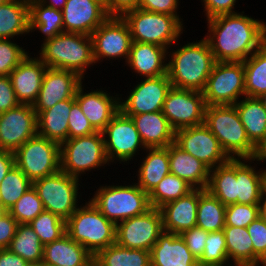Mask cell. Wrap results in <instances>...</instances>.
I'll return each instance as SVG.
<instances>
[{"instance_id": "1", "label": "cell", "mask_w": 266, "mask_h": 266, "mask_svg": "<svg viewBox=\"0 0 266 266\" xmlns=\"http://www.w3.org/2000/svg\"><path fill=\"white\" fill-rule=\"evenodd\" d=\"M245 12L207 19L204 38L216 62H243L266 43V22Z\"/></svg>"}, {"instance_id": "2", "label": "cell", "mask_w": 266, "mask_h": 266, "mask_svg": "<svg viewBox=\"0 0 266 266\" xmlns=\"http://www.w3.org/2000/svg\"><path fill=\"white\" fill-rule=\"evenodd\" d=\"M177 42L172 45L177 49L171 46L167 51V75L172 87L203 92L216 63L208 42L204 37L180 47Z\"/></svg>"}, {"instance_id": "3", "label": "cell", "mask_w": 266, "mask_h": 266, "mask_svg": "<svg viewBox=\"0 0 266 266\" xmlns=\"http://www.w3.org/2000/svg\"><path fill=\"white\" fill-rule=\"evenodd\" d=\"M37 57L50 68L72 71L85 80L87 69L94 67L91 36L63 32L41 43Z\"/></svg>"}, {"instance_id": "4", "label": "cell", "mask_w": 266, "mask_h": 266, "mask_svg": "<svg viewBox=\"0 0 266 266\" xmlns=\"http://www.w3.org/2000/svg\"><path fill=\"white\" fill-rule=\"evenodd\" d=\"M96 187L90 202L110 221L115 224L146 213L151 209L148 193L144 192L133 180ZM128 184V185H127Z\"/></svg>"}, {"instance_id": "5", "label": "cell", "mask_w": 266, "mask_h": 266, "mask_svg": "<svg viewBox=\"0 0 266 266\" xmlns=\"http://www.w3.org/2000/svg\"><path fill=\"white\" fill-rule=\"evenodd\" d=\"M66 221V233L93 256L116 243V224L108 220L88 199Z\"/></svg>"}, {"instance_id": "6", "label": "cell", "mask_w": 266, "mask_h": 266, "mask_svg": "<svg viewBox=\"0 0 266 266\" xmlns=\"http://www.w3.org/2000/svg\"><path fill=\"white\" fill-rule=\"evenodd\" d=\"M205 126L217 137L231 159L250 158L254 145L250 142L234 105H209L205 109Z\"/></svg>"}, {"instance_id": "7", "label": "cell", "mask_w": 266, "mask_h": 266, "mask_svg": "<svg viewBox=\"0 0 266 266\" xmlns=\"http://www.w3.org/2000/svg\"><path fill=\"white\" fill-rule=\"evenodd\" d=\"M122 17L129 26L132 41L153 43L167 50L182 38L180 36L185 31V23L174 15L136 8Z\"/></svg>"}, {"instance_id": "8", "label": "cell", "mask_w": 266, "mask_h": 266, "mask_svg": "<svg viewBox=\"0 0 266 266\" xmlns=\"http://www.w3.org/2000/svg\"><path fill=\"white\" fill-rule=\"evenodd\" d=\"M109 163L103 133L97 131L88 136L67 139L60 144V170L81 179L86 172L100 170ZM96 169V170H94Z\"/></svg>"}, {"instance_id": "9", "label": "cell", "mask_w": 266, "mask_h": 266, "mask_svg": "<svg viewBox=\"0 0 266 266\" xmlns=\"http://www.w3.org/2000/svg\"><path fill=\"white\" fill-rule=\"evenodd\" d=\"M32 186L43 202L44 209L65 221L71 217L83 199V192L79 191L82 186L81 180L61 170L33 181Z\"/></svg>"}, {"instance_id": "10", "label": "cell", "mask_w": 266, "mask_h": 266, "mask_svg": "<svg viewBox=\"0 0 266 266\" xmlns=\"http://www.w3.org/2000/svg\"><path fill=\"white\" fill-rule=\"evenodd\" d=\"M15 165L33 182L60 171V144L35 135L14 152Z\"/></svg>"}, {"instance_id": "11", "label": "cell", "mask_w": 266, "mask_h": 266, "mask_svg": "<svg viewBox=\"0 0 266 266\" xmlns=\"http://www.w3.org/2000/svg\"><path fill=\"white\" fill-rule=\"evenodd\" d=\"M102 133L105 153L110 164L129 165L132 161H138V158L134 159V157L141 155L139 151L143 150V153L146 149L134 121L120 110L106 125Z\"/></svg>"}, {"instance_id": "12", "label": "cell", "mask_w": 266, "mask_h": 266, "mask_svg": "<svg viewBox=\"0 0 266 266\" xmlns=\"http://www.w3.org/2000/svg\"><path fill=\"white\" fill-rule=\"evenodd\" d=\"M206 106L234 105L245 96L243 62H216L203 91Z\"/></svg>"}, {"instance_id": "13", "label": "cell", "mask_w": 266, "mask_h": 266, "mask_svg": "<svg viewBox=\"0 0 266 266\" xmlns=\"http://www.w3.org/2000/svg\"><path fill=\"white\" fill-rule=\"evenodd\" d=\"M95 63L125 60L126 64L132 44L130 29L123 17L109 16L92 34Z\"/></svg>"}, {"instance_id": "14", "label": "cell", "mask_w": 266, "mask_h": 266, "mask_svg": "<svg viewBox=\"0 0 266 266\" xmlns=\"http://www.w3.org/2000/svg\"><path fill=\"white\" fill-rule=\"evenodd\" d=\"M164 232L160 209L151 208L146 213L116 224V243L130 249L151 251Z\"/></svg>"}, {"instance_id": "15", "label": "cell", "mask_w": 266, "mask_h": 266, "mask_svg": "<svg viewBox=\"0 0 266 266\" xmlns=\"http://www.w3.org/2000/svg\"><path fill=\"white\" fill-rule=\"evenodd\" d=\"M136 82L127 92L126 98L120 94V111L124 115L162 111L166 95L172 87L168 75L141 78Z\"/></svg>"}, {"instance_id": "16", "label": "cell", "mask_w": 266, "mask_h": 266, "mask_svg": "<svg viewBox=\"0 0 266 266\" xmlns=\"http://www.w3.org/2000/svg\"><path fill=\"white\" fill-rule=\"evenodd\" d=\"M205 109L203 92L171 87L166 95L162 113L176 131L204 124Z\"/></svg>"}, {"instance_id": "17", "label": "cell", "mask_w": 266, "mask_h": 266, "mask_svg": "<svg viewBox=\"0 0 266 266\" xmlns=\"http://www.w3.org/2000/svg\"><path fill=\"white\" fill-rule=\"evenodd\" d=\"M174 143L203 162L210 170L231 159L205 124L176 130Z\"/></svg>"}, {"instance_id": "18", "label": "cell", "mask_w": 266, "mask_h": 266, "mask_svg": "<svg viewBox=\"0 0 266 266\" xmlns=\"http://www.w3.org/2000/svg\"><path fill=\"white\" fill-rule=\"evenodd\" d=\"M37 113L30 104L18 106L0 114V150L15 152L38 134Z\"/></svg>"}, {"instance_id": "19", "label": "cell", "mask_w": 266, "mask_h": 266, "mask_svg": "<svg viewBox=\"0 0 266 266\" xmlns=\"http://www.w3.org/2000/svg\"><path fill=\"white\" fill-rule=\"evenodd\" d=\"M83 81L84 79L72 71L47 67L40 92L32 105L37 115L60 101L75 98Z\"/></svg>"}, {"instance_id": "20", "label": "cell", "mask_w": 266, "mask_h": 266, "mask_svg": "<svg viewBox=\"0 0 266 266\" xmlns=\"http://www.w3.org/2000/svg\"><path fill=\"white\" fill-rule=\"evenodd\" d=\"M86 91L82 83L76 92L75 101L79 104L82 112L85 114L90 124L96 131L102 132L106 125L119 112L120 93H110L106 87L102 89H90ZM114 95V96H113Z\"/></svg>"}, {"instance_id": "21", "label": "cell", "mask_w": 266, "mask_h": 266, "mask_svg": "<svg viewBox=\"0 0 266 266\" xmlns=\"http://www.w3.org/2000/svg\"><path fill=\"white\" fill-rule=\"evenodd\" d=\"M62 13L64 32L89 36L109 17L104 0H67Z\"/></svg>"}, {"instance_id": "22", "label": "cell", "mask_w": 266, "mask_h": 266, "mask_svg": "<svg viewBox=\"0 0 266 266\" xmlns=\"http://www.w3.org/2000/svg\"><path fill=\"white\" fill-rule=\"evenodd\" d=\"M31 54L32 52L9 75L20 104H34L47 70V66L35 54L34 57Z\"/></svg>"}, {"instance_id": "23", "label": "cell", "mask_w": 266, "mask_h": 266, "mask_svg": "<svg viewBox=\"0 0 266 266\" xmlns=\"http://www.w3.org/2000/svg\"><path fill=\"white\" fill-rule=\"evenodd\" d=\"M167 49L153 44L133 41L127 65L140 78L157 77L167 74Z\"/></svg>"}, {"instance_id": "24", "label": "cell", "mask_w": 266, "mask_h": 266, "mask_svg": "<svg viewBox=\"0 0 266 266\" xmlns=\"http://www.w3.org/2000/svg\"><path fill=\"white\" fill-rule=\"evenodd\" d=\"M199 189H192L186 195L160 208L163 229L166 232L180 235L196 226Z\"/></svg>"}, {"instance_id": "25", "label": "cell", "mask_w": 266, "mask_h": 266, "mask_svg": "<svg viewBox=\"0 0 266 266\" xmlns=\"http://www.w3.org/2000/svg\"><path fill=\"white\" fill-rule=\"evenodd\" d=\"M94 256L65 233L52 243L44 245L43 266H92Z\"/></svg>"}, {"instance_id": "26", "label": "cell", "mask_w": 266, "mask_h": 266, "mask_svg": "<svg viewBox=\"0 0 266 266\" xmlns=\"http://www.w3.org/2000/svg\"><path fill=\"white\" fill-rule=\"evenodd\" d=\"M151 266H197L198 260L180 235L164 231L152 247Z\"/></svg>"}, {"instance_id": "27", "label": "cell", "mask_w": 266, "mask_h": 266, "mask_svg": "<svg viewBox=\"0 0 266 266\" xmlns=\"http://www.w3.org/2000/svg\"><path fill=\"white\" fill-rule=\"evenodd\" d=\"M170 173L182 178L193 189H207L210 169L175 143L169 145Z\"/></svg>"}, {"instance_id": "28", "label": "cell", "mask_w": 266, "mask_h": 266, "mask_svg": "<svg viewBox=\"0 0 266 266\" xmlns=\"http://www.w3.org/2000/svg\"><path fill=\"white\" fill-rule=\"evenodd\" d=\"M126 116L134 121L146 148L167 147L174 143L175 130L162 111Z\"/></svg>"}, {"instance_id": "29", "label": "cell", "mask_w": 266, "mask_h": 266, "mask_svg": "<svg viewBox=\"0 0 266 266\" xmlns=\"http://www.w3.org/2000/svg\"><path fill=\"white\" fill-rule=\"evenodd\" d=\"M144 154L140 157L137 165L139 168L137 167L135 178L137 177L138 181H135L144 192L149 194L170 173L169 145L167 147L146 148Z\"/></svg>"}, {"instance_id": "30", "label": "cell", "mask_w": 266, "mask_h": 266, "mask_svg": "<svg viewBox=\"0 0 266 266\" xmlns=\"http://www.w3.org/2000/svg\"><path fill=\"white\" fill-rule=\"evenodd\" d=\"M256 168L257 164L250 158L236 159L237 204H258L261 200L265 189V169Z\"/></svg>"}, {"instance_id": "31", "label": "cell", "mask_w": 266, "mask_h": 266, "mask_svg": "<svg viewBox=\"0 0 266 266\" xmlns=\"http://www.w3.org/2000/svg\"><path fill=\"white\" fill-rule=\"evenodd\" d=\"M75 98L60 101L37 115L38 135L62 144L68 139V117Z\"/></svg>"}, {"instance_id": "32", "label": "cell", "mask_w": 266, "mask_h": 266, "mask_svg": "<svg viewBox=\"0 0 266 266\" xmlns=\"http://www.w3.org/2000/svg\"><path fill=\"white\" fill-rule=\"evenodd\" d=\"M29 4L9 0L0 6V38L17 39L29 33ZM15 37V38H14Z\"/></svg>"}, {"instance_id": "33", "label": "cell", "mask_w": 266, "mask_h": 266, "mask_svg": "<svg viewBox=\"0 0 266 266\" xmlns=\"http://www.w3.org/2000/svg\"><path fill=\"white\" fill-rule=\"evenodd\" d=\"M240 120L255 146L266 136V109L257 97L244 96L236 104Z\"/></svg>"}, {"instance_id": "34", "label": "cell", "mask_w": 266, "mask_h": 266, "mask_svg": "<svg viewBox=\"0 0 266 266\" xmlns=\"http://www.w3.org/2000/svg\"><path fill=\"white\" fill-rule=\"evenodd\" d=\"M207 190L225 206L237 203L236 159L210 170Z\"/></svg>"}, {"instance_id": "35", "label": "cell", "mask_w": 266, "mask_h": 266, "mask_svg": "<svg viewBox=\"0 0 266 266\" xmlns=\"http://www.w3.org/2000/svg\"><path fill=\"white\" fill-rule=\"evenodd\" d=\"M29 33L40 32L44 35L42 42L64 32L63 13L60 10L33 1L29 4Z\"/></svg>"}, {"instance_id": "36", "label": "cell", "mask_w": 266, "mask_h": 266, "mask_svg": "<svg viewBox=\"0 0 266 266\" xmlns=\"http://www.w3.org/2000/svg\"><path fill=\"white\" fill-rule=\"evenodd\" d=\"M94 261L99 266H151L150 251L125 248L117 243L100 250Z\"/></svg>"}, {"instance_id": "37", "label": "cell", "mask_w": 266, "mask_h": 266, "mask_svg": "<svg viewBox=\"0 0 266 266\" xmlns=\"http://www.w3.org/2000/svg\"><path fill=\"white\" fill-rule=\"evenodd\" d=\"M226 206L207 189H199L196 226L207 232L221 231L225 227Z\"/></svg>"}, {"instance_id": "38", "label": "cell", "mask_w": 266, "mask_h": 266, "mask_svg": "<svg viewBox=\"0 0 266 266\" xmlns=\"http://www.w3.org/2000/svg\"><path fill=\"white\" fill-rule=\"evenodd\" d=\"M228 259L231 266H253V244L247 228L225 226Z\"/></svg>"}, {"instance_id": "39", "label": "cell", "mask_w": 266, "mask_h": 266, "mask_svg": "<svg viewBox=\"0 0 266 266\" xmlns=\"http://www.w3.org/2000/svg\"><path fill=\"white\" fill-rule=\"evenodd\" d=\"M8 249L28 264H41L44 245L29 224H18Z\"/></svg>"}, {"instance_id": "40", "label": "cell", "mask_w": 266, "mask_h": 266, "mask_svg": "<svg viewBox=\"0 0 266 266\" xmlns=\"http://www.w3.org/2000/svg\"><path fill=\"white\" fill-rule=\"evenodd\" d=\"M245 96L258 97L266 91V43L243 61Z\"/></svg>"}, {"instance_id": "41", "label": "cell", "mask_w": 266, "mask_h": 266, "mask_svg": "<svg viewBox=\"0 0 266 266\" xmlns=\"http://www.w3.org/2000/svg\"><path fill=\"white\" fill-rule=\"evenodd\" d=\"M192 189L182 178L169 173L148 194L151 207L160 209L165 204L186 195Z\"/></svg>"}, {"instance_id": "42", "label": "cell", "mask_w": 266, "mask_h": 266, "mask_svg": "<svg viewBox=\"0 0 266 266\" xmlns=\"http://www.w3.org/2000/svg\"><path fill=\"white\" fill-rule=\"evenodd\" d=\"M30 187L32 181L14 165L1 181V204L9 210Z\"/></svg>"}, {"instance_id": "43", "label": "cell", "mask_w": 266, "mask_h": 266, "mask_svg": "<svg viewBox=\"0 0 266 266\" xmlns=\"http://www.w3.org/2000/svg\"><path fill=\"white\" fill-rule=\"evenodd\" d=\"M29 225L43 245L54 242L66 233V221L49 211H42Z\"/></svg>"}, {"instance_id": "44", "label": "cell", "mask_w": 266, "mask_h": 266, "mask_svg": "<svg viewBox=\"0 0 266 266\" xmlns=\"http://www.w3.org/2000/svg\"><path fill=\"white\" fill-rule=\"evenodd\" d=\"M44 210L43 202L32 186L18 199L8 212L18 224H29Z\"/></svg>"}, {"instance_id": "45", "label": "cell", "mask_w": 266, "mask_h": 266, "mask_svg": "<svg viewBox=\"0 0 266 266\" xmlns=\"http://www.w3.org/2000/svg\"><path fill=\"white\" fill-rule=\"evenodd\" d=\"M198 264L231 266L226 248L224 231L209 232Z\"/></svg>"}, {"instance_id": "46", "label": "cell", "mask_w": 266, "mask_h": 266, "mask_svg": "<svg viewBox=\"0 0 266 266\" xmlns=\"http://www.w3.org/2000/svg\"><path fill=\"white\" fill-rule=\"evenodd\" d=\"M15 40L0 38V76H9L29 54V51L18 45Z\"/></svg>"}, {"instance_id": "47", "label": "cell", "mask_w": 266, "mask_h": 266, "mask_svg": "<svg viewBox=\"0 0 266 266\" xmlns=\"http://www.w3.org/2000/svg\"><path fill=\"white\" fill-rule=\"evenodd\" d=\"M225 226L247 228L259 217L258 204H231L225 209Z\"/></svg>"}, {"instance_id": "48", "label": "cell", "mask_w": 266, "mask_h": 266, "mask_svg": "<svg viewBox=\"0 0 266 266\" xmlns=\"http://www.w3.org/2000/svg\"><path fill=\"white\" fill-rule=\"evenodd\" d=\"M247 230L253 244V266H260L266 260V222L258 217Z\"/></svg>"}, {"instance_id": "49", "label": "cell", "mask_w": 266, "mask_h": 266, "mask_svg": "<svg viewBox=\"0 0 266 266\" xmlns=\"http://www.w3.org/2000/svg\"><path fill=\"white\" fill-rule=\"evenodd\" d=\"M97 132L82 112L79 104L75 102L68 117V139L88 136Z\"/></svg>"}, {"instance_id": "50", "label": "cell", "mask_w": 266, "mask_h": 266, "mask_svg": "<svg viewBox=\"0 0 266 266\" xmlns=\"http://www.w3.org/2000/svg\"><path fill=\"white\" fill-rule=\"evenodd\" d=\"M208 235L209 232L201 229L198 226H194L180 234L181 238L186 243L187 248L197 260H199L203 255Z\"/></svg>"}, {"instance_id": "51", "label": "cell", "mask_w": 266, "mask_h": 266, "mask_svg": "<svg viewBox=\"0 0 266 266\" xmlns=\"http://www.w3.org/2000/svg\"><path fill=\"white\" fill-rule=\"evenodd\" d=\"M179 3H181L179 0H139L138 8L150 12L174 15L183 23V17L178 12Z\"/></svg>"}, {"instance_id": "52", "label": "cell", "mask_w": 266, "mask_h": 266, "mask_svg": "<svg viewBox=\"0 0 266 266\" xmlns=\"http://www.w3.org/2000/svg\"><path fill=\"white\" fill-rule=\"evenodd\" d=\"M206 20L222 14L238 13L235 10L238 0H201Z\"/></svg>"}, {"instance_id": "53", "label": "cell", "mask_w": 266, "mask_h": 266, "mask_svg": "<svg viewBox=\"0 0 266 266\" xmlns=\"http://www.w3.org/2000/svg\"><path fill=\"white\" fill-rule=\"evenodd\" d=\"M19 104L20 102L16 98L10 76H0V114Z\"/></svg>"}, {"instance_id": "54", "label": "cell", "mask_w": 266, "mask_h": 266, "mask_svg": "<svg viewBox=\"0 0 266 266\" xmlns=\"http://www.w3.org/2000/svg\"><path fill=\"white\" fill-rule=\"evenodd\" d=\"M17 225V221L9 212L0 218V249H8L15 235Z\"/></svg>"}, {"instance_id": "55", "label": "cell", "mask_w": 266, "mask_h": 266, "mask_svg": "<svg viewBox=\"0 0 266 266\" xmlns=\"http://www.w3.org/2000/svg\"><path fill=\"white\" fill-rule=\"evenodd\" d=\"M109 16L122 17L125 13L138 8L139 0H104Z\"/></svg>"}, {"instance_id": "56", "label": "cell", "mask_w": 266, "mask_h": 266, "mask_svg": "<svg viewBox=\"0 0 266 266\" xmlns=\"http://www.w3.org/2000/svg\"><path fill=\"white\" fill-rule=\"evenodd\" d=\"M27 264L22 257L9 249H0V266H27Z\"/></svg>"}, {"instance_id": "57", "label": "cell", "mask_w": 266, "mask_h": 266, "mask_svg": "<svg viewBox=\"0 0 266 266\" xmlns=\"http://www.w3.org/2000/svg\"><path fill=\"white\" fill-rule=\"evenodd\" d=\"M14 165V153L6 150H0V184L3 178Z\"/></svg>"}, {"instance_id": "58", "label": "cell", "mask_w": 266, "mask_h": 266, "mask_svg": "<svg viewBox=\"0 0 266 266\" xmlns=\"http://www.w3.org/2000/svg\"><path fill=\"white\" fill-rule=\"evenodd\" d=\"M250 159L259 165L261 162L264 163L266 161V136L254 146V151Z\"/></svg>"}, {"instance_id": "59", "label": "cell", "mask_w": 266, "mask_h": 266, "mask_svg": "<svg viewBox=\"0 0 266 266\" xmlns=\"http://www.w3.org/2000/svg\"><path fill=\"white\" fill-rule=\"evenodd\" d=\"M43 3L46 6L62 11L67 0H36Z\"/></svg>"}, {"instance_id": "60", "label": "cell", "mask_w": 266, "mask_h": 266, "mask_svg": "<svg viewBox=\"0 0 266 266\" xmlns=\"http://www.w3.org/2000/svg\"><path fill=\"white\" fill-rule=\"evenodd\" d=\"M259 217L266 222V189H264L261 200L258 203Z\"/></svg>"}, {"instance_id": "61", "label": "cell", "mask_w": 266, "mask_h": 266, "mask_svg": "<svg viewBox=\"0 0 266 266\" xmlns=\"http://www.w3.org/2000/svg\"><path fill=\"white\" fill-rule=\"evenodd\" d=\"M260 102L262 103V106L266 109V91L257 97Z\"/></svg>"}, {"instance_id": "62", "label": "cell", "mask_w": 266, "mask_h": 266, "mask_svg": "<svg viewBox=\"0 0 266 266\" xmlns=\"http://www.w3.org/2000/svg\"><path fill=\"white\" fill-rule=\"evenodd\" d=\"M8 210L0 203V218L4 216Z\"/></svg>"}, {"instance_id": "63", "label": "cell", "mask_w": 266, "mask_h": 266, "mask_svg": "<svg viewBox=\"0 0 266 266\" xmlns=\"http://www.w3.org/2000/svg\"><path fill=\"white\" fill-rule=\"evenodd\" d=\"M17 1H22V2H25L27 4H30L31 2L35 1V0H17Z\"/></svg>"}, {"instance_id": "64", "label": "cell", "mask_w": 266, "mask_h": 266, "mask_svg": "<svg viewBox=\"0 0 266 266\" xmlns=\"http://www.w3.org/2000/svg\"><path fill=\"white\" fill-rule=\"evenodd\" d=\"M197 266H223V265H207V264H198Z\"/></svg>"}, {"instance_id": "65", "label": "cell", "mask_w": 266, "mask_h": 266, "mask_svg": "<svg viewBox=\"0 0 266 266\" xmlns=\"http://www.w3.org/2000/svg\"><path fill=\"white\" fill-rule=\"evenodd\" d=\"M9 0H0V6L7 3Z\"/></svg>"}, {"instance_id": "66", "label": "cell", "mask_w": 266, "mask_h": 266, "mask_svg": "<svg viewBox=\"0 0 266 266\" xmlns=\"http://www.w3.org/2000/svg\"><path fill=\"white\" fill-rule=\"evenodd\" d=\"M27 266H43L42 264H27Z\"/></svg>"}, {"instance_id": "67", "label": "cell", "mask_w": 266, "mask_h": 266, "mask_svg": "<svg viewBox=\"0 0 266 266\" xmlns=\"http://www.w3.org/2000/svg\"><path fill=\"white\" fill-rule=\"evenodd\" d=\"M260 266H266V260L263 261Z\"/></svg>"}, {"instance_id": "68", "label": "cell", "mask_w": 266, "mask_h": 266, "mask_svg": "<svg viewBox=\"0 0 266 266\" xmlns=\"http://www.w3.org/2000/svg\"><path fill=\"white\" fill-rule=\"evenodd\" d=\"M92 266H99L95 261H93Z\"/></svg>"}, {"instance_id": "69", "label": "cell", "mask_w": 266, "mask_h": 266, "mask_svg": "<svg viewBox=\"0 0 266 266\" xmlns=\"http://www.w3.org/2000/svg\"><path fill=\"white\" fill-rule=\"evenodd\" d=\"M265 189H266V169H265Z\"/></svg>"}]
</instances>
